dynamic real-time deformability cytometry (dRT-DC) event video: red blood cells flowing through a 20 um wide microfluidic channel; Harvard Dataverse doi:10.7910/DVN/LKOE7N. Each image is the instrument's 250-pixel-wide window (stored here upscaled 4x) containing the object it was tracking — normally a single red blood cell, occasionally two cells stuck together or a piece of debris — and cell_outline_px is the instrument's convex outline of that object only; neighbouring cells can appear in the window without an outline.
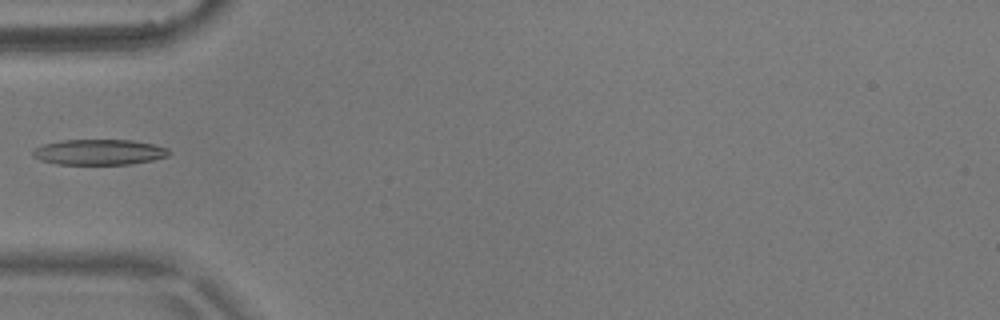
{"species": "common noctule bat (a hibernating species)", "species_latin": "Nyctalus noctula", "temperature_condition": "warm", "stored_images_in_passage": 6, "camera_frame_rate_fps": 3000, "um_per_image_px": 0.085, "animal": {"sex": "male", "body_mass_g": 17.9}, "frame": {"image": 1, "passage_image": 6, "time_ms": 1.667, "image_size_px": [1000, 320], "cell_outline_px": [[172, 152], [168, 156], [152, 160], [128, 164], [56, 164], [40, 160], [32, 156], [32, 152], [36, 148], [44, 144], [64, 140], [132, 140], [152, 144], [168, 148]], "centroid_in_image_um": [8.43, 12.93], "position_along_channel_um": 76.6, "area_um2": 20.17}}